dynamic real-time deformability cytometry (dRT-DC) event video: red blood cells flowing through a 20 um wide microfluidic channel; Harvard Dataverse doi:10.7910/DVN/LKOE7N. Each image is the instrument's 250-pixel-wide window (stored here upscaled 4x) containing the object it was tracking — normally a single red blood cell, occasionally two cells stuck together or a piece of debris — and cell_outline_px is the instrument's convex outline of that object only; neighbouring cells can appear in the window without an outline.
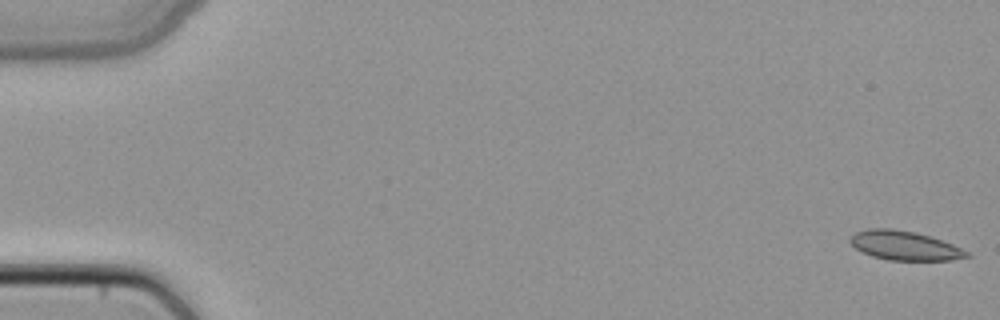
{"species": "common noctule bat (a hibernating species)", "species_latin": "Nyctalus noctula", "temperature_condition": "cold", "stored_images_in_passage": 49, "camera_frame_rate_fps": 3000, "um_per_image_px": 0.085, "animal": {"sex": "female", "body_mass_g": 22.7, "forearm_length_mm": 54.2}, "frame": {"image": 1, "passage_image": 1, "time_ms": 0.0, "image_size_px": [1000, 320], "cell_outline_px": [[972, 256], [952, 260], [888, 260], [872, 256], [856, 248], [848, 240], [856, 232], [868, 228], [892, 228], [916, 232], [932, 236], [952, 244], [968, 252]], "centroid_in_image_um": [76.9, 20.86], "position_along_channel_um": 8.1, "area_um2": 19.83}}
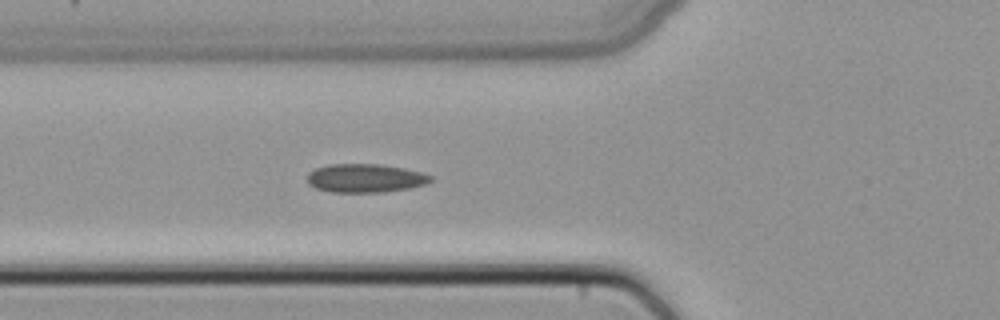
{"frame": {"image": 2, "passage_image": 19, "time_ms": 6.0, "image_size_px": [1000, 320], "cell_outline_px": [[432, 180], [424, 184], [408, 188], [384, 192], [332, 192], [316, 188], [308, 184], [308, 172], [316, 168], [332, 164], [380, 164], [404, 168], [420, 172], [432, 176]], "centroid_in_image_um": [31.03, 15.14], "position_along_channel_um": 94.8, "area_um2": 20.4}}
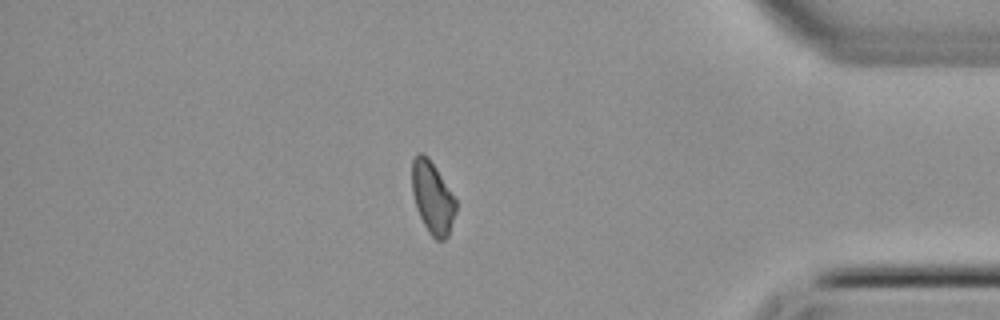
{"frame": {"image": 3, "passage_image": 43, "time_ms": 14.0, "image_size_px": [1000, 320], "cell_outline_px": [[456, 212], [448, 236], [444, 240], [436, 240], [428, 232], [416, 208], [412, 192], [412, 160], [420, 152], [428, 156], [436, 168], [456, 200]], "centroid_in_image_um": [36.76, 16.81], "position_along_channel_um": 398.4, "area_um2": 18.32}}